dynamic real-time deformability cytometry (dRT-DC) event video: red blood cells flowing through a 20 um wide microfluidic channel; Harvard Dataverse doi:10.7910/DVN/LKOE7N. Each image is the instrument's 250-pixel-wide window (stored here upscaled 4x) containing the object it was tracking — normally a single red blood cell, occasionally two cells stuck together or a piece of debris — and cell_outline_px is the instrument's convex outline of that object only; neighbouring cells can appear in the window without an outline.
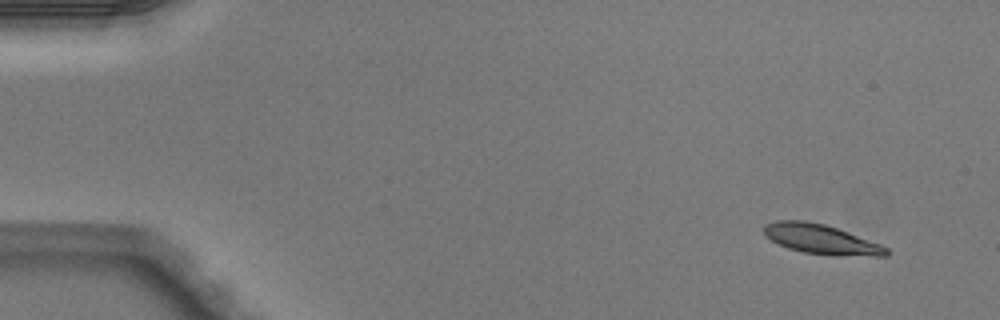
{"species": "Egyptian fruit bat (a non-hibernating species)", "species_latin": "Rousettus aegyptiacus", "temperature_condition": "warm", "stored_images_in_passage": 4, "segment_of_instrument_passage": [1, 2], "camera_frame_rate_fps": 3000, "um_per_image_px": 0.085, "animal": {"sex": "male"}, "frame": {"image": 1, "passage_image": 1, "time_ms": 0.0, "image_size_px": [1000, 320], "cell_outline_px": [[888, 256], [832, 256], [804, 252], [788, 248], [764, 236], [764, 224], [776, 220], [804, 220], [824, 224], [848, 232], [880, 244], [888, 248]], "centroid_in_image_um": [69.79, 20.34], "position_along_channel_um": 15.2, "area_um2": 21.21}}
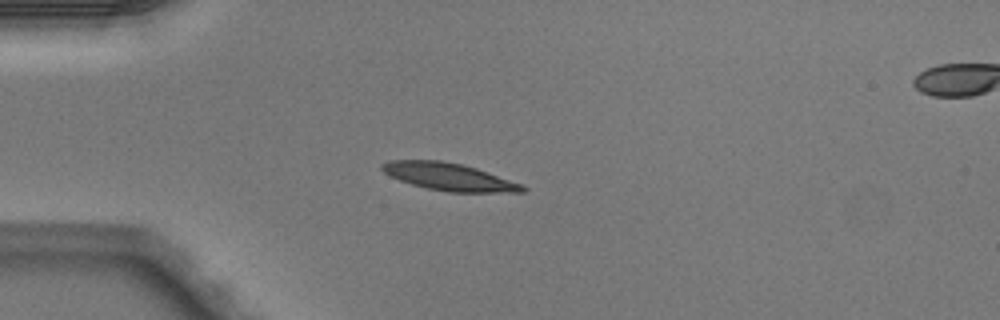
{"frame": {"image": 2, "passage_image": 3, "time_ms": 0.667, "image_size_px": [1000, 320], "cell_outline_px": [[528, 188], [524, 192], [448, 192], [428, 188], [412, 184], [400, 180], [384, 172], [380, 168], [380, 164], [388, 160], [440, 160], [460, 164], [476, 168], [524, 184]], "centroid_in_image_um": [38.2, 15.02], "position_along_channel_um": 46.8, "area_um2": 22.43}}